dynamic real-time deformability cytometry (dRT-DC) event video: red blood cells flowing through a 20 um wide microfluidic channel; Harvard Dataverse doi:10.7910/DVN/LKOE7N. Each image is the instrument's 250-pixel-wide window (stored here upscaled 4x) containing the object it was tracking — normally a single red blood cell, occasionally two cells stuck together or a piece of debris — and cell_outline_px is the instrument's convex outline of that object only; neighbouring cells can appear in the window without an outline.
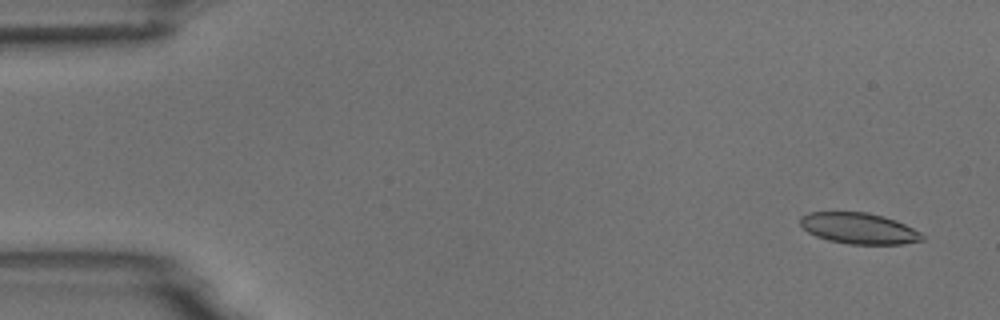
{"species": "common noctule bat (a hibernating species)", "species_latin": "Nyctalus noctula", "temperature_condition": "room temperature", "stored_images_in_passage": 10, "camera_frame_rate_fps": 3000, "um_per_image_px": 0.085, "animal": {"sex": "male", "body_mass_g": 18.8}, "frame": {"image": 1, "passage_image": 1, "time_ms": 0.0, "image_size_px": [1000, 320], "cell_outline_px": [[924, 240], [904, 244], [848, 244], [828, 240], [816, 236], [808, 232], [800, 224], [800, 216], [808, 212], [868, 212], [884, 216], [896, 220], [920, 232], [924, 236]], "centroid_in_image_um": [73.0, 19.41], "position_along_channel_um": 12.0, "area_um2": 22.14}}
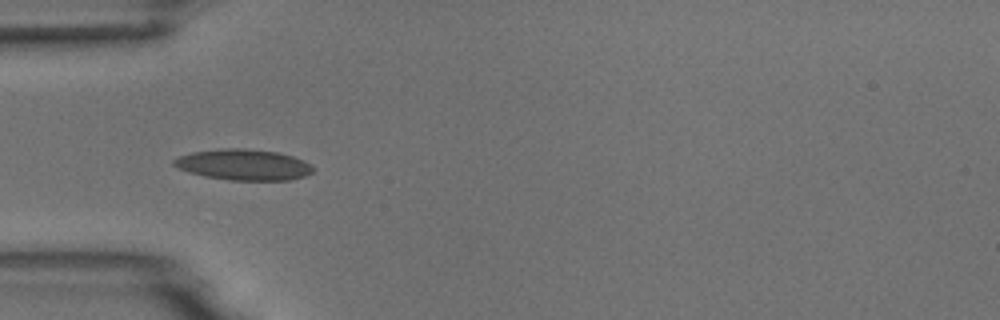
{"frame": {"image": 2, "passage_image": 5, "time_ms": 4.667, "image_size_px": [1000, 320], "cell_outline_px": [[312, 172], [304, 176], [288, 180], [228, 180], [204, 176], [188, 172], [172, 164], [172, 160], [180, 156], [192, 152], [220, 148], [244, 148], [276, 152], [292, 156], [304, 160], [312, 168]], "centroid_in_image_um": [20.66, 13.99], "position_along_channel_um": 64.3, "area_um2": 24.91}}
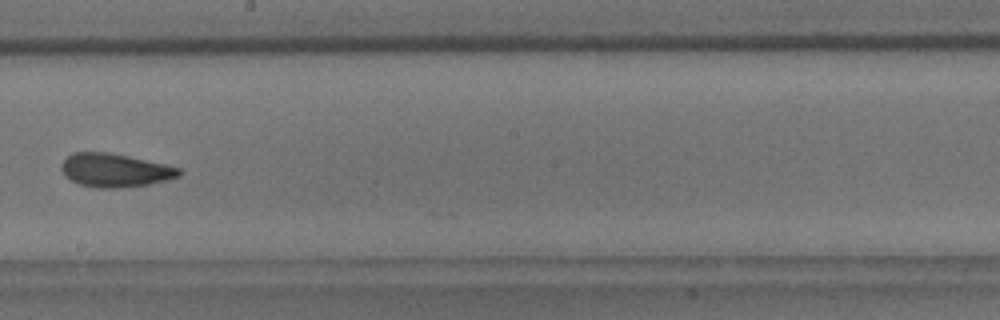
{"frame": {"image": 3, "passage_image": 9, "time_ms": 9.333, "image_size_px": [1000, 320], "cell_outline_px": [[184, 172], [180, 176], [168, 180], [148, 184], [120, 188], [96, 188], [80, 184], [64, 176], [60, 168], [60, 164], [72, 152], [108, 152], [128, 156], [164, 164], [180, 168]], "centroid_in_image_um": [9.77, 14.47], "position_along_channel_um": 238.4, "area_um2": 23.06}}